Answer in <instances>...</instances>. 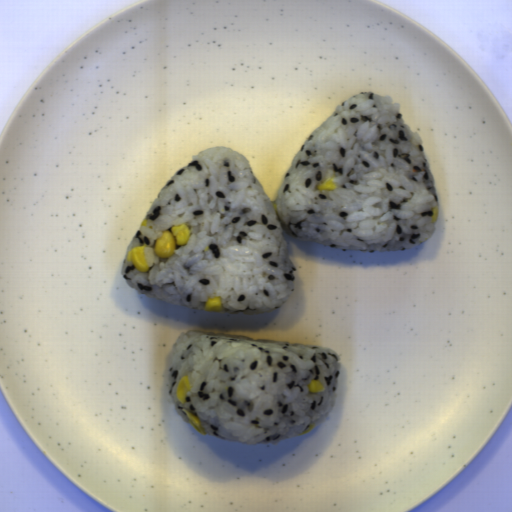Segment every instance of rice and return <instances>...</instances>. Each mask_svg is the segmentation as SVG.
Returning <instances> with one entry per match:
<instances>
[{"mask_svg":"<svg viewBox=\"0 0 512 512\" xmlns=\"http://www.w3.org/2000/svg\"><path fill=\"white\" fill-rule=\"evenodd\" d=\"M354 94L315 128L277 191L275 204L250 162L235 149L192 155L164 184L128 245L120 274L134 290L222 314H268L295 290L297 268L283 234L342 251H404L431 238L439 206L418 135L403 123L400 102ZM337 190H316L333 176ZM277 211V212H276ZM187 223L191 236L172 256H156L162 231ZM145 247L149 271L128 252Z\"/></svg>","mask_w":512,"mask_h":512,"instance_id":"1","label":"rice"},{"mask_svg":"<svg viewBox=\"0 0 512 512\" xmlns=\"http://www.w3.org/2000/svg\"><path fill=\"white\" fill-rule=\"evenodd\" d=\"M164 360L165 399L225 441L277 445L322 422L338 399L340 356L318 345L189 330ZM185 375L192 391L183 404L176 389ZM312 379L325 392L309 393Z\"/></svg>","mask_w":512,"mask_h":512,"instance_id":"2","label":"rice"}]
</instances>
